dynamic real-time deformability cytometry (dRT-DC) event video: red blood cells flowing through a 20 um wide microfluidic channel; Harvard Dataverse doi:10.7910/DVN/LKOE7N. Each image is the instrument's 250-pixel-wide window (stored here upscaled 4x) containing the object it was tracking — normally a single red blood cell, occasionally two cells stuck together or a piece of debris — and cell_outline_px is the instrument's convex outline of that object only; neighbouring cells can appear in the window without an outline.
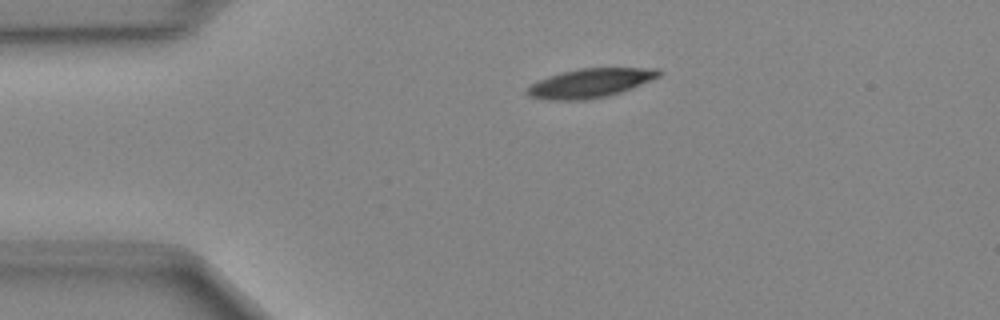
{"species": "Egyptian fruit bat (a non-hibernating species)", "species_latin": "Rousettus aegyptiacus", "temperature_condition": "cold", "stored_images_in_passage": 40, "camera_frame_rate_fps": 3000, "um_per_image_px": 0.085, "animal": {"sex": "female"}, "frame": {"image": 1, "passage_image": 1, "time_ms": 0.0, "image_size_px": [1000, 320], "cell_outline_px": [[660, 76], [620, 92], [608, 96], [588, 100], [548, 100], [528, 96], [524, 92], [532, 84], [548, 76], [560, 72], [580, 68], [660, 68]], "centroid_in_image_um": [50.13, 7.06], "position_along_channel_um": 34.9, "area_um2": 22.2}}
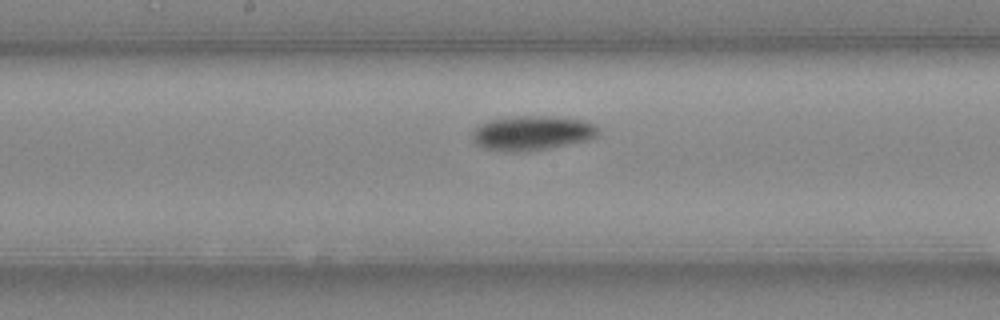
{"frame": {"image": 2, "passage_image": 16, "time_ms": 5.0, "image_size_px": [1000, 320], "cell_outline_px": [[600, 132], [596, 136], [588, 140], [528, 152], [500, 152], [484, 148], [476, 144], [472, 140], [472, 132], [476, 128], [492, 120], [520, 116], [540, 116], [580, 120], [592, 124], [600, 128]], "centroid_in_image_um": [45.21, 11.34], "position_along_channel_um": 203.0, "area_um2": 25.09}}
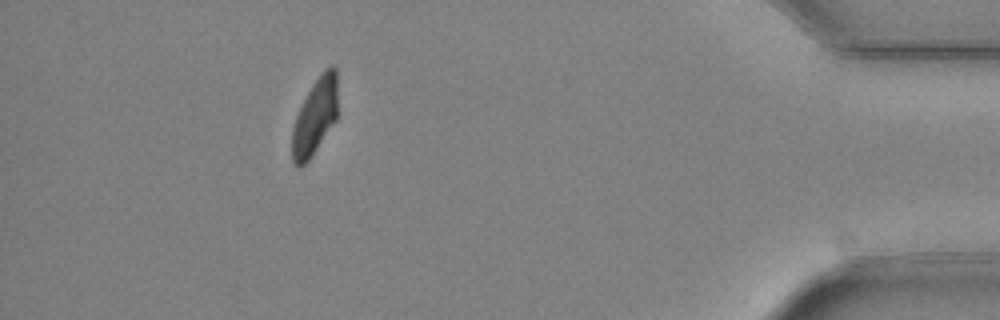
{"frame": {"image": 3, "passage_image": 35, "time_ms": 11.333, "image_size_px": [1000, 320], "cell_outline_px": [[336, 120], [308, 160], [300, 168], [296, 168], [292, 160], [292, 128], [296, 116], [312, 84], [324, 68], [332, 64], [336, 68]], "centroid_in_image_um": [26.75, 9.91], "position_along_channel_um": 408.4, "area_um2": 20.0}}